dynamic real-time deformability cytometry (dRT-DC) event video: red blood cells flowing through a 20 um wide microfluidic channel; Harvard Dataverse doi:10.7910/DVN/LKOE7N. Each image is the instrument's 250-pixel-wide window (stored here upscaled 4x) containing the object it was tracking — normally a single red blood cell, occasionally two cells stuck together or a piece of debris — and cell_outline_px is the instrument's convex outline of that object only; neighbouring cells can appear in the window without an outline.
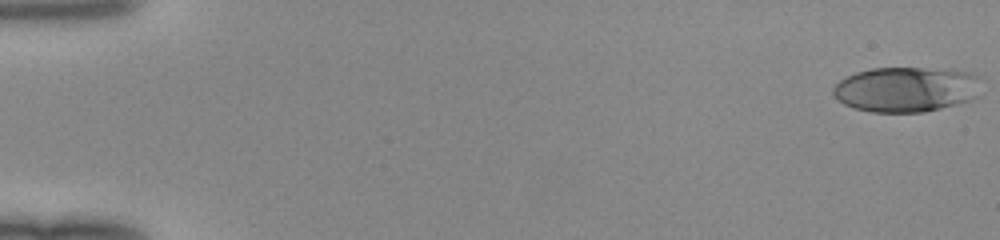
{"species": "human", "species_latin": "Homo sapiens", "temperature_condition": "room temperature", "stored_images_in_passage": 9, "camera_frame_rate_fps": 3000, "um_per_image_px": 0.085, "donor": {"sex": "female"}, "frame": {"image": 1, "passage_image": 1, "time_ms": 0.0, "image_size_px": [1000, 240], "cell_outline_px": [[976, 96], [968, 100], [940, 108], [924, 112], [872, 112], [852, 108], [844, 104], [832, 92], [832, 88], [840, 80], [856, 72], [872, 68], [952, 68], [972, 72], [976, 76]], "centroid_in_image_um": [76.98, 7.58], "position_along_channel_um": 8.0, "area_um2": 38.73}}